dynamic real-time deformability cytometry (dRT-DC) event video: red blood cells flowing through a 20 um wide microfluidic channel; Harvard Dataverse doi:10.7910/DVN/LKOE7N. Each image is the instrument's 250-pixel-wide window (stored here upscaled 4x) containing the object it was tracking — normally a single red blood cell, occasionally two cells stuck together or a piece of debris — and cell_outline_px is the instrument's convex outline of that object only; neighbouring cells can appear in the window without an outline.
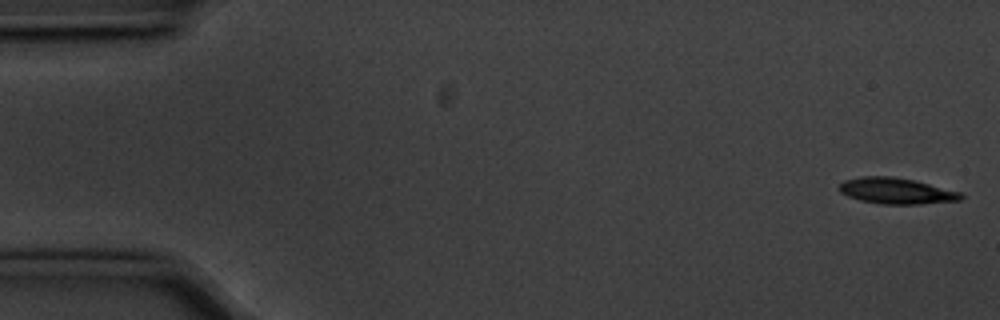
{"species": "common noctule bat (a hibernating species)", "species_latin": "Nyctalus noctula", "temperature_condition": "cold", "stored_images_in_passage": 55, "camera_frame_rate_fps": 3000, "um_per_image_px": 0.085, "animal": {"sex": "male", "body_mass_g": 20.1, "forearm_length_mm": 53.5}, "frame": {"image": 1, "passage_image": 1, "time_ms": 0.0, "image_size_px": [1000, 320], "cell_outline_px": [[964, 196], [960, 200], [920, 204], [880, 204], [860, 200], [848, 196], [840, 192], [836, 188], [844, 180], [864, 176], [892, 176], [912, 180], [960, 192]], "centroid_in_image_um": [76.13, 16.23], "position_along_channel_um": 8.9, "area_um2": 18.32}}
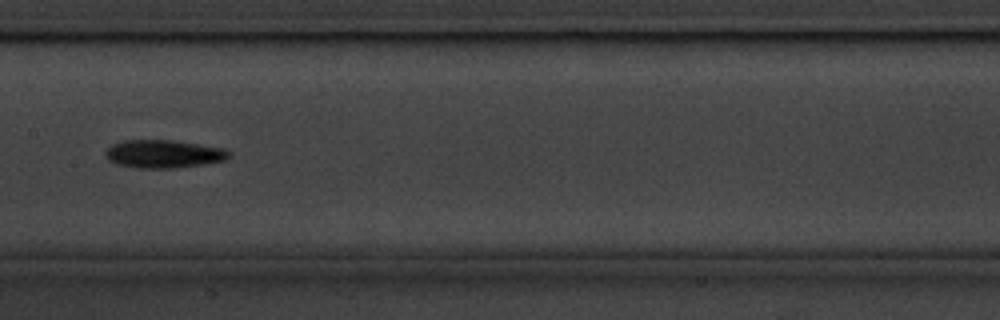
{"frame": {"image": 2, "passage_image": 27, "time_ms": 8.667, "image_size_px": [1000, 320], "cell_outline_px": [[232, 156], [224, 160], [204, 164], [172, 168], [136, 168], [116, 164], [108, 160], [104, 156], [104, 152], [112, 144], [120, 140], [172, 140], [224, 148], [232, 152]], "centroid_in_image_um": [13.88, 13.08], "position_along_channel_um": 193.5, "area_um2": 20.4}}
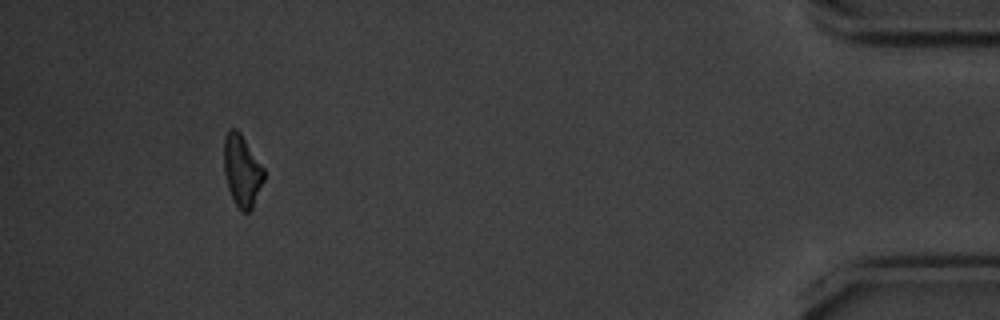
{"frame": {"image": 3, "passage_image": 51, "time_ms": 16.667, "image_size_px": [1000, 320], "cell_outline_px": [[264, 180], [252, 208], [248, 212], [240, 212], [228, 188], [224, 172], [224, 140], [228, 128], [236, 128], [240, 132], [264, 168]], "centroid_in_image_um": [20.56, 14.49], "position_along_channel_um": 414.6, "area_um2": 16.65}, "authors_computed_cell_mechanics": {"area_um2": 18.3226, "velocity_mm_per_s": 3.5922, "shape_relaxation_time_tau1_ms": 4.3508, "shape_relaxation_time_tau2_ms": null, "deformation_change_tau1": 0.1261, "deformation_change_tau2": null}}